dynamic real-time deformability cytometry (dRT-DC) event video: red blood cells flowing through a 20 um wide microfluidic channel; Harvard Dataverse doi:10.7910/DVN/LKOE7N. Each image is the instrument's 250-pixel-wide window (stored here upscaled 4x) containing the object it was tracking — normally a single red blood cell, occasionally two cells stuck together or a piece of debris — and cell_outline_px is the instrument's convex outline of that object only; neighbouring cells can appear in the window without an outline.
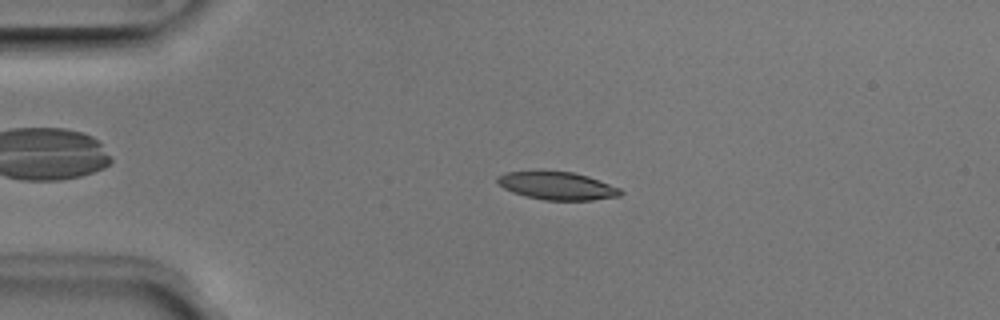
{"species": "Egyptian fruit bat (a non-hibernating species)", "species_latin": "Rousettus aegyptiacus", "temperature_condition": "room temperature", "stored_images_in_passage": 42, "camera_frame_rate_fps": 3000, "um_per_image_px": 0.085, "animal": {"sex": "male"}, "frame": {"image": 1, "passage_image": 2, "time_ms": 0.333, "image_size_px": [1000, 320], "cell_outline_px": [[624, 192], [620, 196], [592, 200], [544, 200], [524, 196], [512, 192], [504, 188], [496, 180], [496, 176], [504, 172], [540, 168], [544, 168], [572, 172], [588, 176], [620, 188]], "centroid_in_image_um": [47.29, 15.74], "position_along_channel_um": 37.7, "area_um2": 20.87}}
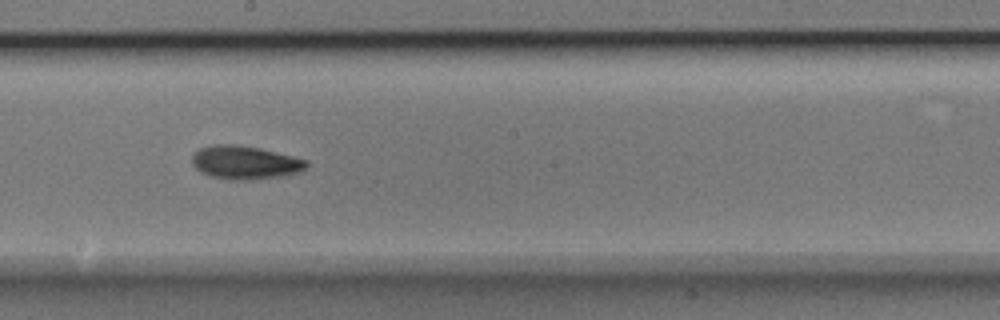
{"frame": {"image": 2, "passage_image": 19, "time_ms": 6.0, "image_size_px": [1000, 320], "cell_outline_px": [[308, 164], [304, 168], [296, 172], [280, 176], [248, 180], [232, 180], [208, 176], [200, 172], [192, 164], [192, 156], [200, 148], [212, 144], [240, 144], [260, 148], [308, 160]], "centroid_in_image_um": [20.78, 13.8], "position_along_channel_um": 227.4, "area_um2": 22.25}}
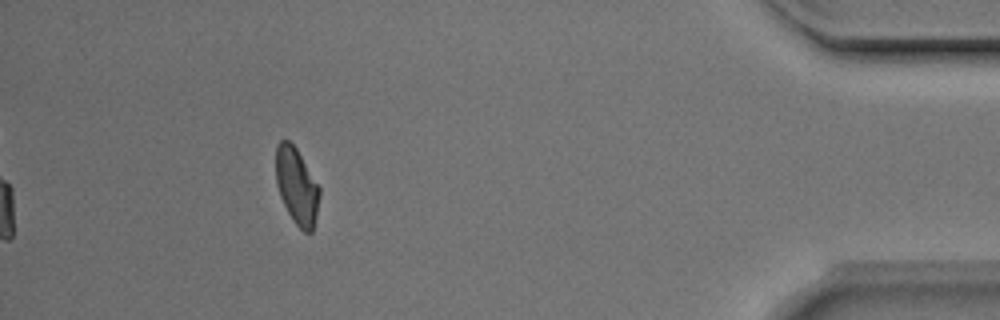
{"frame": {"image": 3, "passage_image": 37, "time_ms": 12.0, "image_size_px": [1000, 320], "cell_outline_px": [[320, 196], [316, 216], [312, 232], [304, 232], [292, 220], [280, 196], [276, 184], [276, 144], [280, 140], [288, 140], [296, 148], [320, 188]], "centroid_in_image_um": [25.21, 15.82], "position_along_channel_um": 410.0, "area_um2": 19.31}, "authors_computed_cell_mechanics": {"area_um2": 20.8947, "velocity_mm_per_s": 3.9633, "shape_relaxation_time_tau1_ms": 3.1093, "shape_relaxation_time_tau2_ms": 10.2186, "deformation_change_tau1": 0.1218, "deformation_change_tau2": 0.1688}}